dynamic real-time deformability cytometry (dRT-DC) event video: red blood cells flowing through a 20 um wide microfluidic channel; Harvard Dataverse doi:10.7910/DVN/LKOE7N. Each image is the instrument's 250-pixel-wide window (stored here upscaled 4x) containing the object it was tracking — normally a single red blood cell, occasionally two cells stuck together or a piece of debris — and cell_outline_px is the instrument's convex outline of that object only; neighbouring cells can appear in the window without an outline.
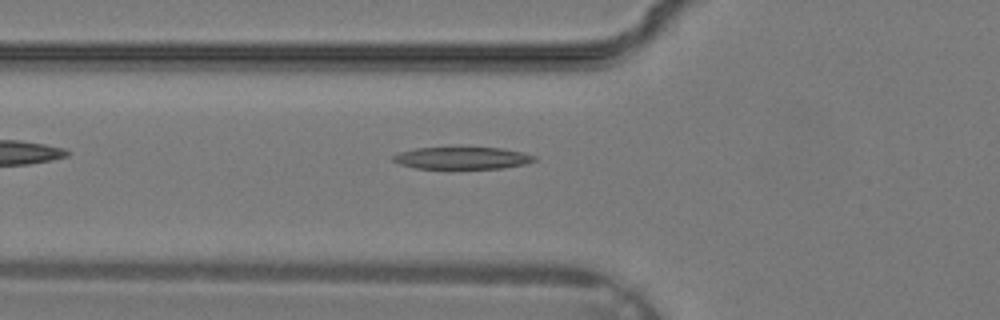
{"species": "common noctule bat (a hibernating species)", "species_latin": "Nyctalus noctula", "temperature_condition": "warm", "stored_images_in_passage": 24, "camera_frame_rate_fps": 3000, "um_per_image_px": 0.085, "animal": {"sex": "male", "body_mass_g": 19.2, "forearm_length_mm": 51.8}, "frame": {"image": 1, "passage_image": 2, "time_ms": 0.333, "image_size_px": [1000, 320], "cell_outline_px": [[536, 160], [524, 164], [504, 168], [452, 172], [416, 168], [400, 164], [392, 160], [392, 156], [400, 152], [416, 148], [504, 148], [524, 152], [536, 156]], "centroid_in_image_um": [39.29, 13.49], "position_along_channel_um": 86.5, "area_um2": 19.31}}
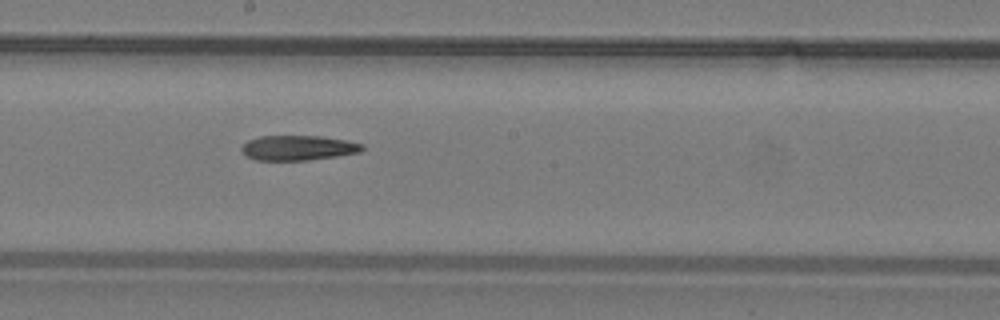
{"frame": {"image": 2, "passage_image": 9, "time_ms": 2.667, "image_size_px": [1000, 320], "cell_outline_px": [[364, 148], [360, 152], [336, 156], [308, 160], [256, 160], [248, 156], [240, 148], [248, 140], [260, 136], [320, 136], [348, 140], [364, 144]], "centroid_in_image_um": [25.37, 12.56], "position_along_channel_um": 222.8, "area_um2": 17.46}}
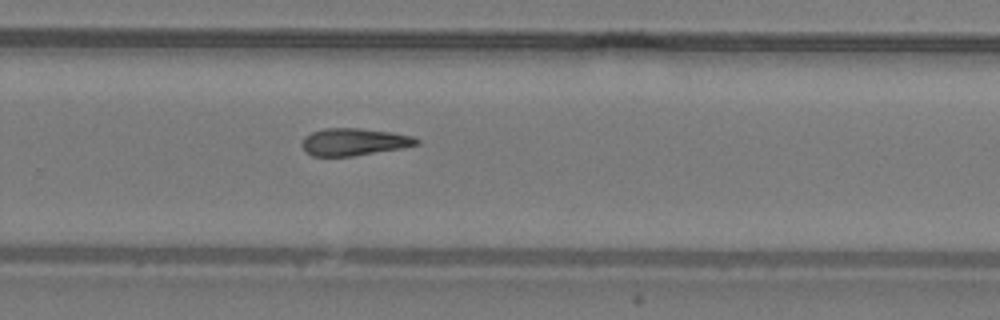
{"frame": {"image": 3, "passage_image": 13, "time_ms": 4.0, "image_size_px": [1000, 320], "cell_outline_px": [[420, 144], [400, 148], [352, 156], [312, 156], [304, 152], [300, 144], [304, 136], [312, 132], [324, 128], [360, 128], [392, 132], [412, 136], [420, 140]], "centroid_in_image_um": [30.04, 12.06], "position_along_channel_um": 299.8, "area_um2": 18.32}}